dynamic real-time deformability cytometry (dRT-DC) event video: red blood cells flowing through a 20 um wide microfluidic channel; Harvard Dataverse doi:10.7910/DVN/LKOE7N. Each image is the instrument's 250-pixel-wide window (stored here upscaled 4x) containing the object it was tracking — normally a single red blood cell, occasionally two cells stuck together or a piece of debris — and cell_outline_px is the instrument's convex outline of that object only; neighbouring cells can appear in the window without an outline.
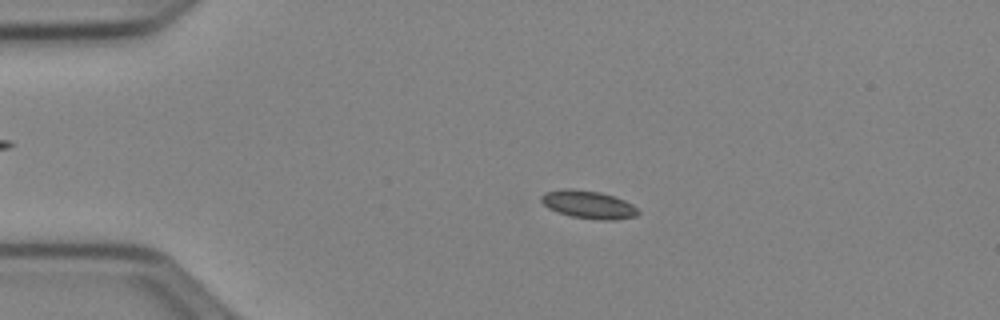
{"species": "Egyptian fruit bat (a non-hibernating species)", "species_latin": "Rousettus aegyptiacus", "temperature_condition": "cold", "stored_images_in_passage": 53, "camera_frame_rate_fps": 3000, "um_per_image_px": 0.085, "animal": {"sex": "female"}, "frame": {"image": 1, "passage_image": 12, "time_ms": 3.667, "image_size_px": [1000, 320], "cell_outline_px": [[640, 212], [636, 216], [612, 220], [600, 220], [572, 216], [556, 212], [548, 208], [540, 200], [540, 196], [544, 192], [564, 188], [572, 188], [600, 192], [624, 200], [632, 204]], "centroid_in_image_um": [49.97, 17.38], "position_along_channel_um": 35.0, "area_um2": 15.78}}
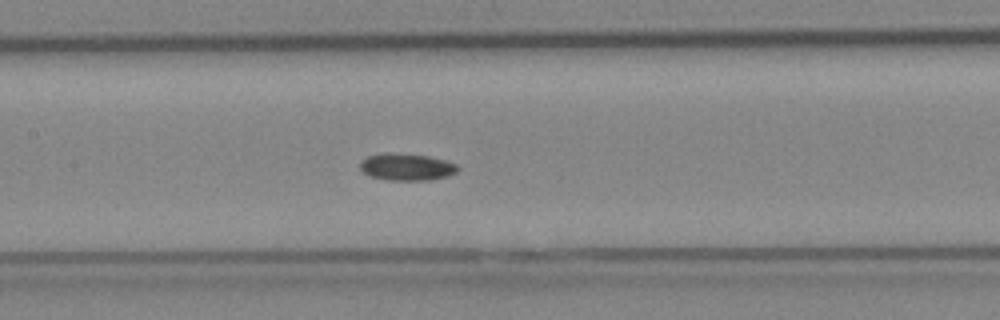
{"frame": {"image": 2, "passage_image": 26, "time_ms": 8.333, "image_size_px": [1000, 320], "cell_outline_px": [[460, 168], [456, 172], [448, 176], [432, 180], [388, 180], [368, 176], [360, 168], [360, 160], [368, 156], [428, 156], [444, 160], [456, 164]], "centroid_in_image_um": [34.61, 14.26], "position_along_channel_um": 172.8, "area_um2": 14.57}}
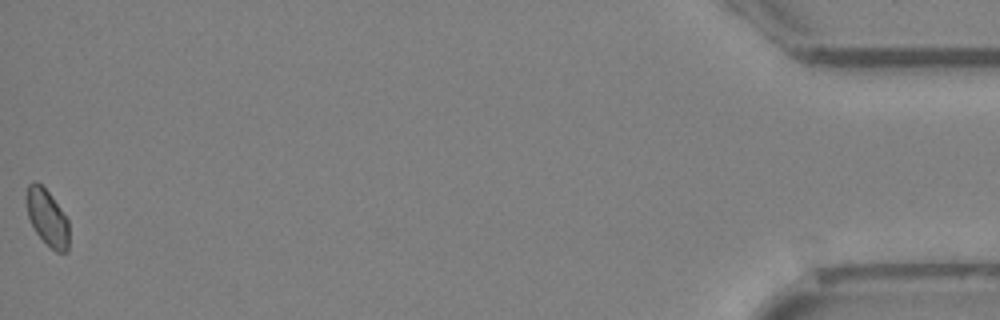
{"frame": {"image": 3, "passage_image": 53, "time_ms": 17.333, "image_size_px": [1000, 320], "cell_outline_px": [[68, 252], [56, 252], [36, 232], [28, 216], [28, 184], [32, 180], [36, 180], [48, 192], [60, 208], [68, 220]], "centroid_in_image_um": [4.04, 18.5], "position_along_channel_um": 431.2, "area_um2": 13.47}, "authors_computed_cell_mechanics": {"area_um2": 14.6812, "velocity_mm_per_s": 3.9177, "shape_relaxation_time_tau1_ms": 10.4679, "shape_relaxation_time_tau2_ms": null, "deformation_change_tau1": 0.1202, "deformation_change_tau2": null}}